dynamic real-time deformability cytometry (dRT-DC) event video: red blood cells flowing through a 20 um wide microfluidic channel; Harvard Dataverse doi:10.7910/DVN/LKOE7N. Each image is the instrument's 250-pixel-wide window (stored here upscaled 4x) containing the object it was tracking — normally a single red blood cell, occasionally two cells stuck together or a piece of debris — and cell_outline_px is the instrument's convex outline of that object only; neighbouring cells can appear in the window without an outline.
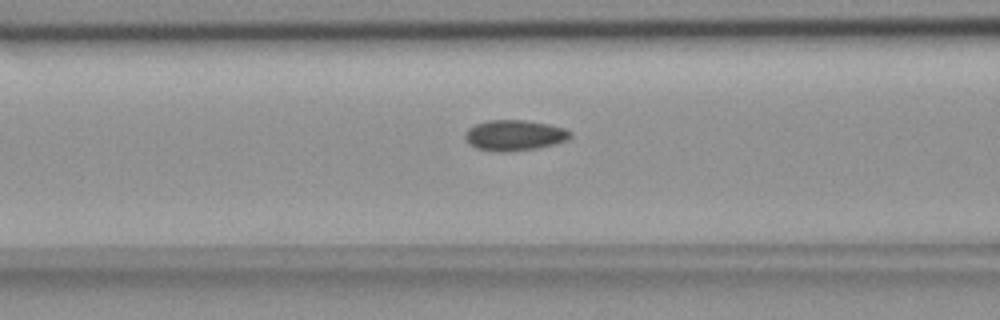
{"species": "common noctule bat (a hibernating species)", "species_latin": "Nyctalus noctula", "temperature_condition": "room temperature", "stored_images_in_passage": 35, "camera_frame_rate_fps": 3000, "um_per_image_px": 0.085, "animal": {"sex": "female", "body_mass_g": 18.4}, "frame": {"image": 1, "passage_image": 10, "time_ms": 3.0, "image_size_px": [1000, 320], "cell_outline_px": [[572, 136], [568, 140], [536, 148], [500, 152], [476, 148], [464, 136], [468, 128], [476, 124], [488, 120], [524, 120], [548, 124], [564, 128], [572, 132]], "centroid_in_image_um": [43.75, 11.49], "position_along_channel_um": 122.8, "area_um2": 18.5}}
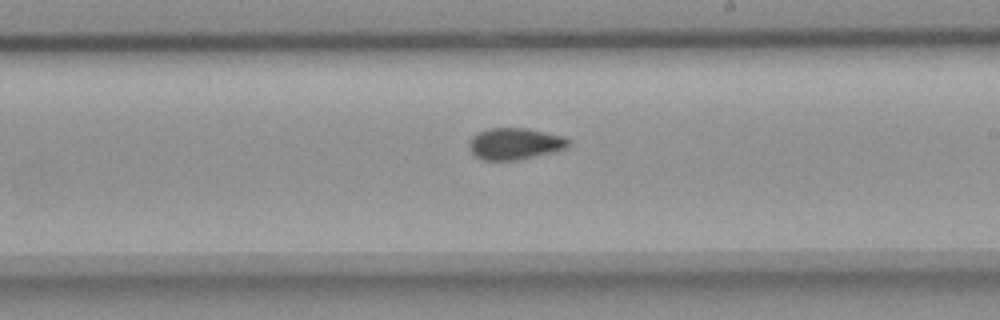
{"frame": {"image": 2, "passage_image": 20, "time_ms": 6.333, "image_size_px": [1000, 320], "cell_outline_px": [[568, 144], [564, 148], [552, 152], [516, 160], [484, 160], [476, 156], [472, 152], [468, 144], [472, 136], [488, 128], [528, 128], [564, 136], [568, 140]], "centroid_in_image_um": [43.74, 12.2], "position_along_channel_um": 245.3, "area_um2": 18.03}}
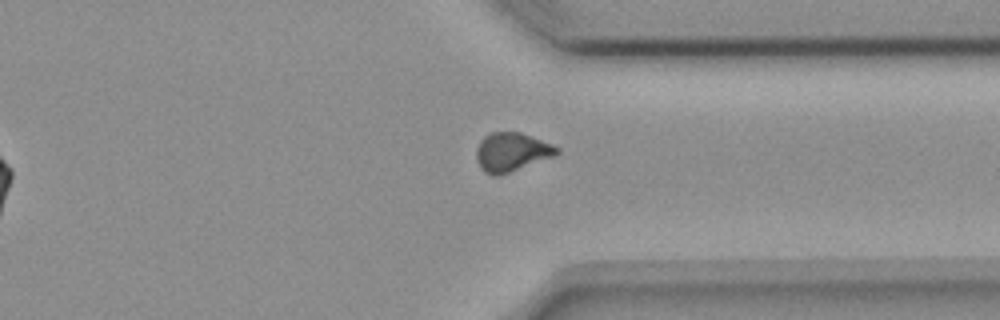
{"frame": {"image": 3, "passage_image": 30, "time_ms": 9.667, "image_size_px": [1000, 320], "cell_outline_px": [[560, 152], [552, 156], [500, 176], [492, 176], [484, 172], [480, 168], [476, 160], [476, 148], [480, 140], [484, 136], [492, 132], [520, 132], [532, 136], [552, 144], [560, 148]], "centroid_in_image_um": [43.45, 12.93], "position_along_channel_um": 368.0, "area_um2": 18.26}, "authors_computed_cell_mechanics": {"area_um2": 18.0914, "velocity_mm_per_s": 3.6822, "shape_relaxation_time_tau1_ms": null, "shape_relaxation_time_tau2_ms": 2.0732, "deformation_change_tau1": null, "deformation_change_tau2": 0.0696}}